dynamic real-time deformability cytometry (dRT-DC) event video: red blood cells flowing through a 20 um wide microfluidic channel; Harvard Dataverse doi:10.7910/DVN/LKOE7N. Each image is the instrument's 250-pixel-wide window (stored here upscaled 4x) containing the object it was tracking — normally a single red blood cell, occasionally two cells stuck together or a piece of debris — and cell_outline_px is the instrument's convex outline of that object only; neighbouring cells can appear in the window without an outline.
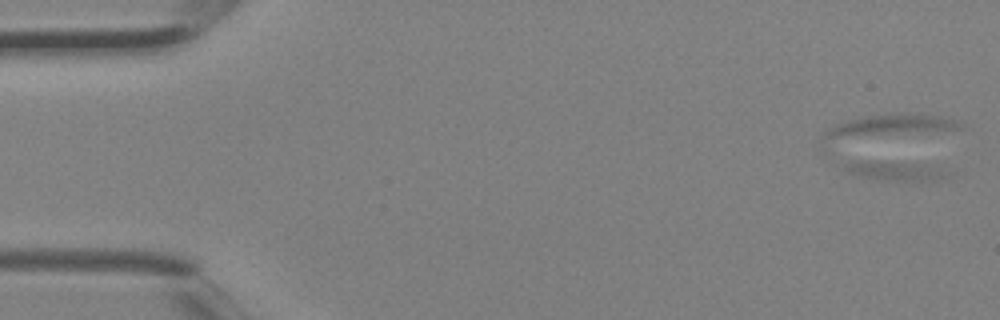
{"species": "Egyptian fruit bat (a non-hibernating species)", "species_latin": "Rousettus aegyptiacus", "temperature_condition": "room temperature", "stored_images_in_passage": 4, "segment_of_instrument_passage": [2, 2], "camera_frame_rate_fps": 3000, "um_per_image_px": 0.085, "animal": {"sex": "female"}, "frame": {"image": 1, "passage_image": 4, "time_ms": 1.0, "image_size_px": [1000, 320], "cell_outline_px": [[948, 176], [936, 180], [876, 180], [856, 176], [848, 172], [844, 168], [844, 164], [860, 160], [868, 160], [924, 164], [940, 168], [948, 172]], "centroid_in_image_um": [76.02, 14.51], "position_along_channel_um": 9.0, "area_um2": 11.62}}